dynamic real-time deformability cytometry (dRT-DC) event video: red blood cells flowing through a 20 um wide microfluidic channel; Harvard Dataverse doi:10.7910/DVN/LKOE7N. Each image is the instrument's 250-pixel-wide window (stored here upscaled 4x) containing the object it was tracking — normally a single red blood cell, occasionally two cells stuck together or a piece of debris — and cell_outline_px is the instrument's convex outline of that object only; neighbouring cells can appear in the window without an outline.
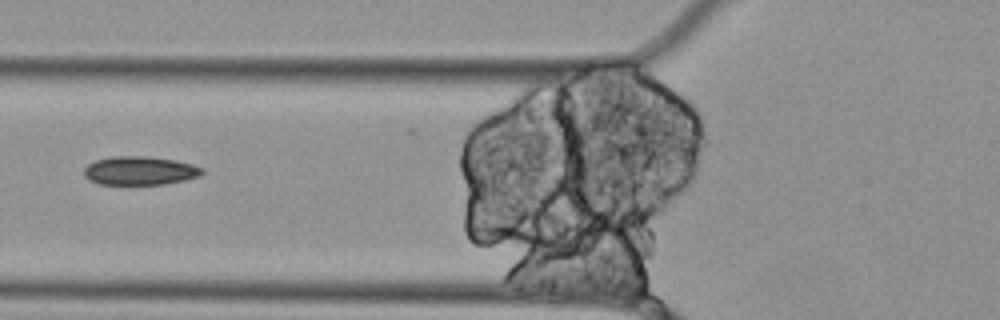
{"species": "Egyptian fruit bat (a non-hibernating species)", "species_latin": "Rousettus aegyptiacus", "temperature_condition": "cold", "stored_images_in_passage": 6, "segment_of_instrument_passage": [2, 2], "camera_frame_rate_fps": 3000, "um_per_image_px": 0.085, "animal": {"sex": "female"}, "frame": {"image": 1, "passage_image": 3, "time_ms": 0.667, "image_size_px": [1000, 320], "cell_outline_px": [[204, 172], [200, 176], [184, 180], [164, 184], [100, 184], [88, 180], [84, 176], [84, 168], [88, 164], [96, 160], [112, 156], [148, 156], [176, 160], [192, 164], [204, 168]], "centroid_in_image_um": [11.89, 14.5], "position_along_channel_um": 113.9, "area_um2": 19.83}}
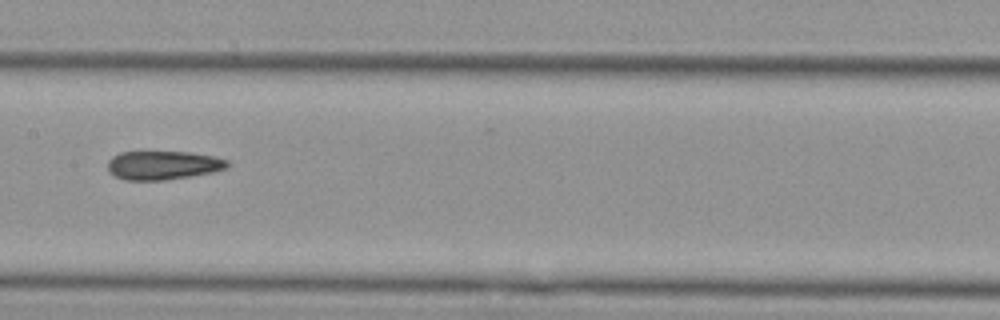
{"frame": {"image": 2, "passage_image": 5, "time_ms": 1.333, "image_size_px": [1000, 320], "cell_outline_px": [[228, 168], [212, 172], [164, 180], [124, 180], [108, 172], [108, 160], [112, 156], [120, 152], [188, 152], [212, 156], [228, 160]], "centroid_in_image_um": [13.82, 14.04], "position_along_channel_um": 193.6, "area_um2": 19.94}}
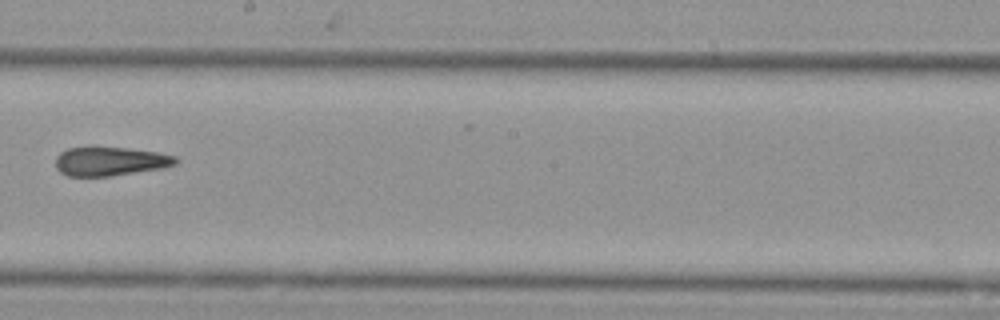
{"frame": {"image": 3, "passage_image": 6, "time_ms": 1.667, "image_size_px": [1000, 320], "cell_outline_px": [[180, 160], [176, 164], [164, 168], [108, 176], [68, 176], [60, 172], [56, 168], [56, 156], [60, 152], [68, 148], [88, 144], [96, 144], [160, 152], [176, 156]], "centroid_in_image_um": [9.35, 13.66], "position_along_channel_um": 238.9, "area_um2": 21.15}}